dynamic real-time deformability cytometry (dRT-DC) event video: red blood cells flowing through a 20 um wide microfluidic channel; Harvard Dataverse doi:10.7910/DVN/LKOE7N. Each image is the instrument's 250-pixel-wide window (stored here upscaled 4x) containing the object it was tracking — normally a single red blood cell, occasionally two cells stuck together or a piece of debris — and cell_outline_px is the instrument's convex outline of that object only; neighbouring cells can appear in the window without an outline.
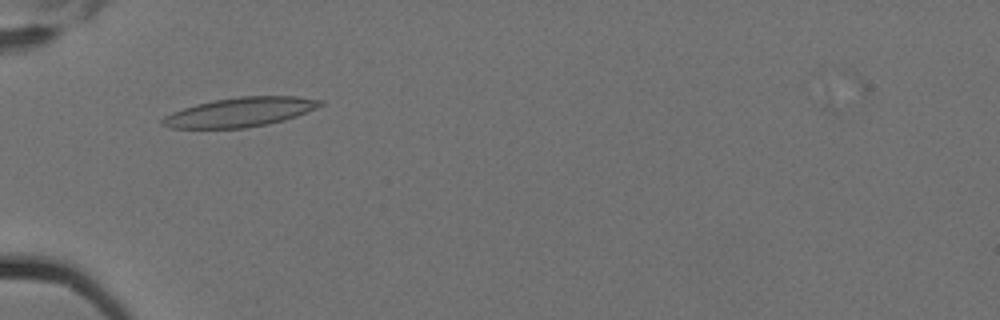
{"species": "Egyptian fruit bat (a non-hibernating species)", "species_latin": "Rousettus aegyptiacus", "temperature_condition": "cold", "stored_images_in_passage": 6, "camera_frame_rate_fps": 3000, "um_per_image_px": 0.085, "animal": {"sex": "female"}, "frame": {"image": 1, "passage_image": 1, "time_ms": 0.0, "image_size_px": [1000, 320], "cell_outline_px": [[324, 104], [316, 108], [296, 116], [284, 120], [268, 124], [244, 128], [172, 128], [160, 124], [160, 120], [164, 116], [172, 112], [196, 104], [216, 100], [240, 96], [296, 96], [324, 100]], "centroid_in_image_um": [20.42, 9.53], "position_along_channel_um": 64.6, "area_um2": 26.88}}
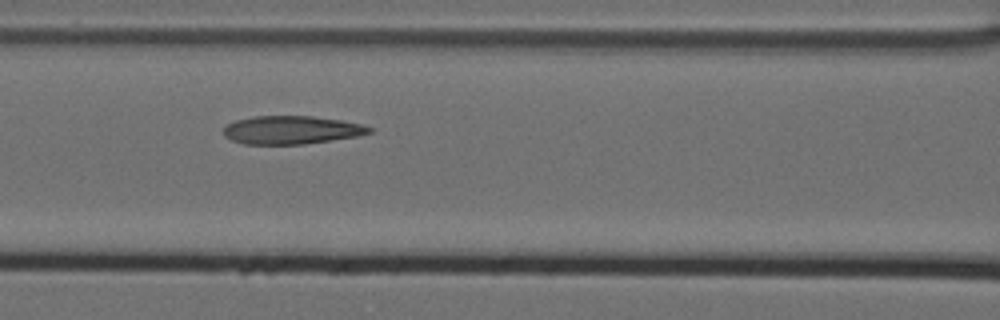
{"frame": {"image": 2, "passage_image": 3, "time_ms": 0.667, "image_size_px": [1000, 320], "cell_outline_px": [[372, 132], [360, 136], [304, 144], [244, 144], [232, 140], [224, 136], [224, 128], [228, 124], [236, 120], [256, 116], [312, 116], [340, 120], [364, 124], [372, 128]], "centroid_in_image_um": [24.81, 11.05], "position_along_channel_um": 141.8, "area_um2": 23.99}}
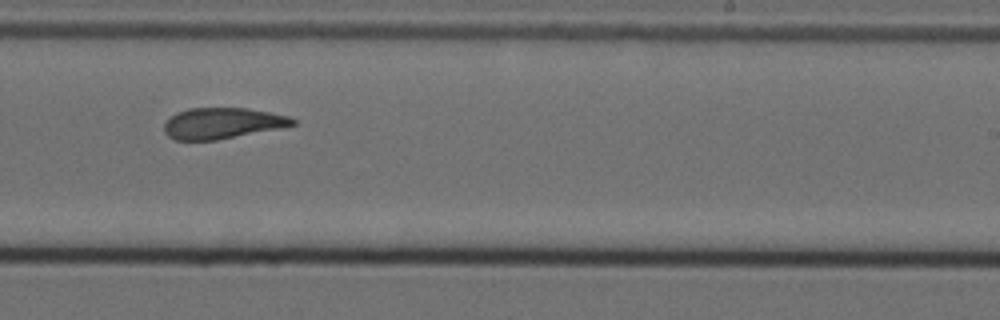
{"frame": {"image": 3, "passage_image": 6, "time_ms": 1.667, "image_size_px": [1000, 320], "cell_outline_px": [[296, 124], [280, 128], [216, 140], [176, 140], [168, 136], [164, 132], [164, 124], [176, 112], [188, 108], [248, 108], [288, 116], [296, 120]], "centroid_in_image_um": [18.88, 10.47], "position_along_channel_um": 270.1, "area_um2": 23.06}}